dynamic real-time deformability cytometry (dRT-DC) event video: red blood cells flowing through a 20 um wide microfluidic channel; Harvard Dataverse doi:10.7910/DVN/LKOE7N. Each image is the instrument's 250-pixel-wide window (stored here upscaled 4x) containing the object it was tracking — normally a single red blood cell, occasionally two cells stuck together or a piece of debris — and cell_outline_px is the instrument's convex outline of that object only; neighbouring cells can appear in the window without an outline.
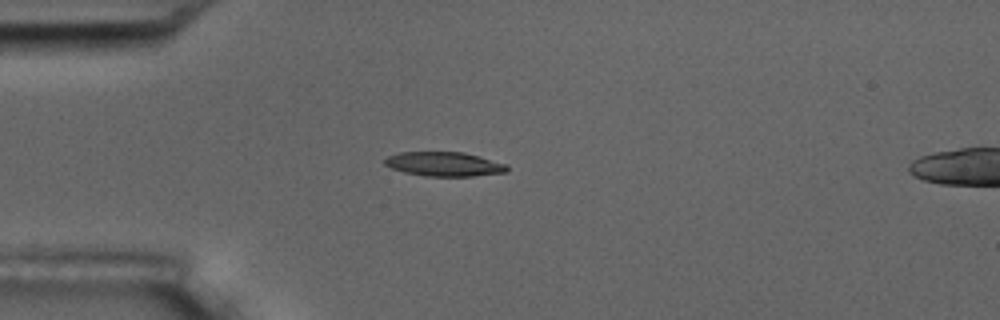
{"species": "common noctule bat (a hibernating species)", "species_latin": "Nyctalus noctula", "temperature_condition": "room temperature", "stored_images_in_passage": 1, "camera_frame_rate_fps": 3000, "um_per_image_px": 0.085, "animal": {"sex": "male", "body_mass_g": 17.5, "forearm_length_mm": 52.3}, "frame": {"image": 1, "passage_image": 1, "time_ms": 0.0, "image_size_px": [1000, 320], "cell_outline_px": [[508, 172], [472, 176], [424, 176], [404, 172], [392, 168], [384, 164], [384, 160], [388, 156], [400, 152], [464, 152], [480, 156], [508, 164]], "centroid_in_image_um": [37.79, 13.94], "position_along_channel_um": 47.2, "area_um2": 17.4}}